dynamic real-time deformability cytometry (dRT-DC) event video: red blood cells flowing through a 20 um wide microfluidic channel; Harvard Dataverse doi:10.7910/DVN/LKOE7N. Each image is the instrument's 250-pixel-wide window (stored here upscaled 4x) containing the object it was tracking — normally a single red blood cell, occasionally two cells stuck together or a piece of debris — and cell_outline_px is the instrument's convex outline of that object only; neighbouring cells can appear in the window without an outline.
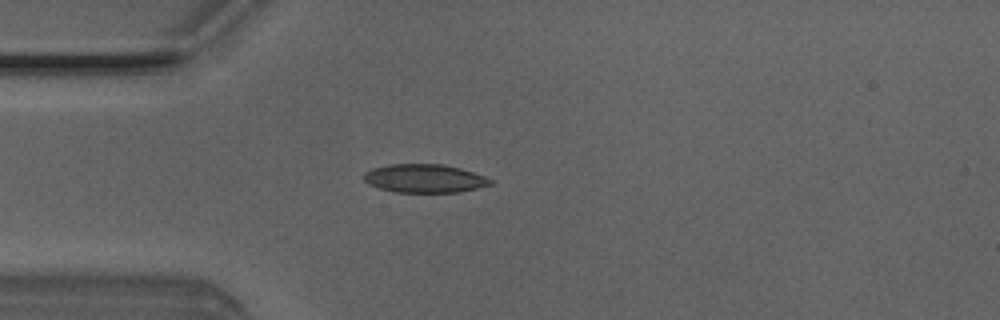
{"species": "Egyptian fruit bat (a non-hibernating species)", "species_latin": "Rousettus aegyptiacus", "temperature_condition": "room temperature", "stored_images_in_passage": 1, "camera_frame_rate_fps": 3000, "um_per_image_px": 0.085, "animal": {"sex": "male"}, "frame": {"image": 1, "passage_image": 1, "time_ms": 0.0, "image_size_px": [1000, 320], "cell_outline_px": [[492, 184], [476, 188], [456, 192], [392, 192], [368, 184], [364, 180], [364, 172], [372, 168], [392, 164], [444, 164], [460, 168], [484, 176], [492, 180]], "centroid_in_image_um": [36.05, 15.16], "position_along_channel_um": 48.9, "area_um2": 20.87}}